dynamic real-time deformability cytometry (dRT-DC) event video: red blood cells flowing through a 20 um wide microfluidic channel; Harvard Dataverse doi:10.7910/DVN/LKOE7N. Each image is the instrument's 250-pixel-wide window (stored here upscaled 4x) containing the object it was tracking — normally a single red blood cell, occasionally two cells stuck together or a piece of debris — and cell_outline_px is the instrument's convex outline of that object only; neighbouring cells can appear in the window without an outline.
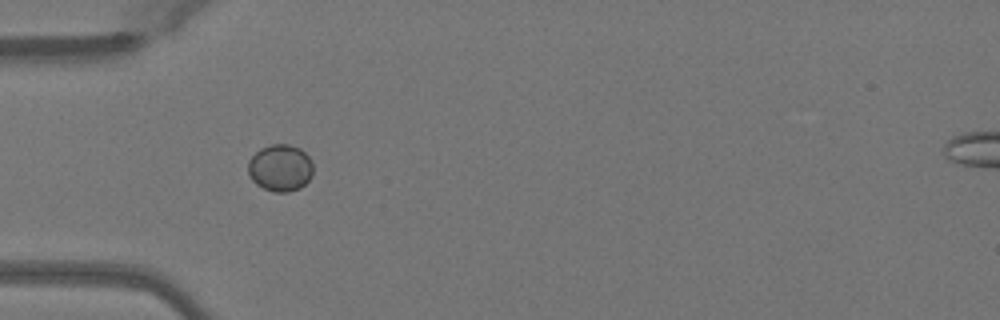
{"species": "Egyptian fruit bat (a non-hibernating species)", "species_latin": "Rousettus aegyptiacus", "temperature_condition": "warm", "stored_images_in_passage": 35, "camera_frame_rate_fps": 3000, "um_per_image_px": 0.085, "animal": {"sex": "female"}, "frame": {"image": 1, "passage_image": 1, "time_ms": 0.0, "image_size_px": [1000, 320], "cell_outline_px": [[312, 176], [300, 188], [288, 192], [272, 192], [256, 184], [252, 180], [248, 172], [248, 160], [260, 148], [272, 144], [288, 144], [300, 148], [312, 160]], "centroid_in_image_um": [23.82, 14.27], "position_along_channel_um": 61.2, "area_um2": 17.86}}
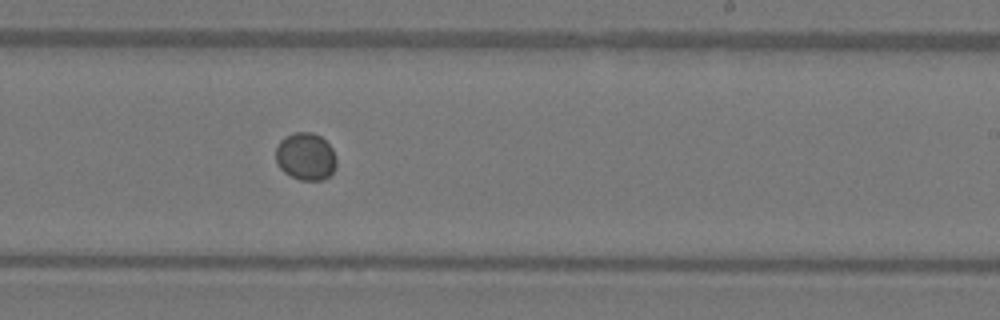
{"frame": {"image": 2, "passage_image": 16, "time_ms": 5.0, "image_size_px": [1000, 320], "cell_outline_px": [[336, 168], [324, 180], [300, 180], [284, 172], [280, 168], [276, 160], [276, 148], [280, 140], [284, 136], [296, 132], [312, 132], [320, 136], [332, 148], [336, 160]], "centroid_in_image_um": [25.98, 13.3], "position_along_channel_um": 263.0, "area_um2": 16.76}}
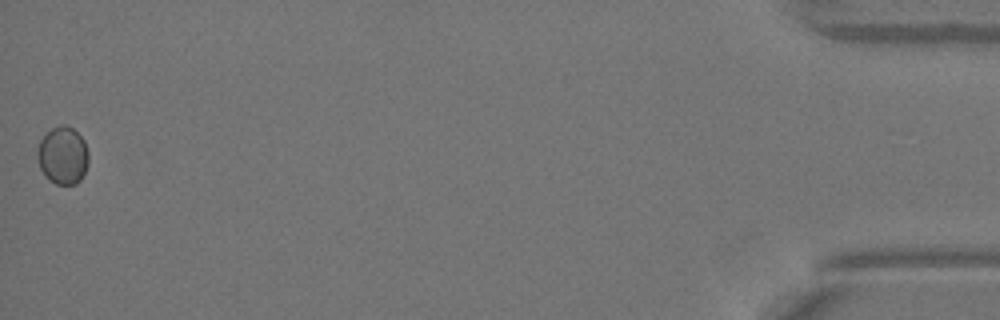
{"frame": {"image": 3, "passage_image": 35, "time_ms": 11.333, "image_size_px": [1000, 320], "cell_outline_px": [[88, 164], [80, 180], [76, 184], [56, 184], [48, 180], [40, 168], [36, 156], [36, 152], [40, 140], [52, 128], [64, 124], [72, 128], [84, 140], [88, 152]], "centroid_in_image_um": [5.32, 13.23], "position_along_channel_um": 429.9, "area_um2": 17.17}}